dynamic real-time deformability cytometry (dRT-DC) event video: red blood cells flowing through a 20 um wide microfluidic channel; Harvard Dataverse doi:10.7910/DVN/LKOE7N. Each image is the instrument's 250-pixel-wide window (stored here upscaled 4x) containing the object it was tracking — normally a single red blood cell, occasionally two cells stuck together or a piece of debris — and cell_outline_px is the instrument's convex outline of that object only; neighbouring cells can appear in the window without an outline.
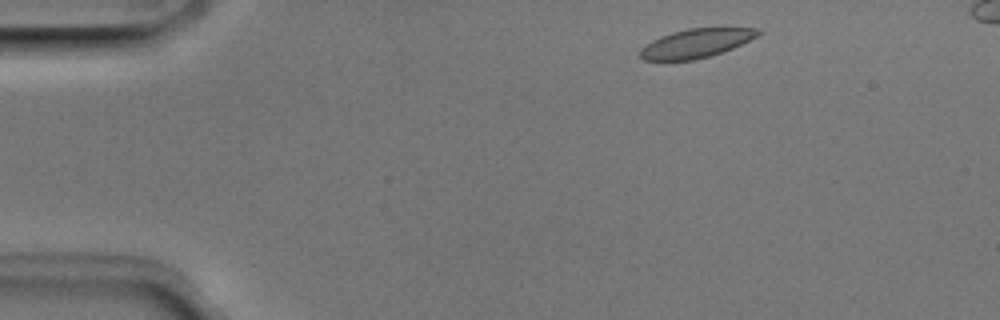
{"species": "Egyptian fruit bat (a non-hibernating species)", "species_latin": "Rousettus aegyptiacus", "temperature_condition": "room temperature", "stored_images_in_passage": 3, "camera_frame_rate_fps": 3000, "um_per_image_px": 0.085, "animal": {"sex": "male"}, "frame": {"image": 1, "passage_image": 1, "time_ms": 0.0, "image_size_px": [1000, 320], "cell_outline_px": [[764, 32], [732, 48], [708, 56], [692, 60], [644, 60], [640, 56], [640, 48], [652, 40], [660, 36], [672, 32], [688, 28], [760, 28]], "centroid_in_image_um": [59.15, 3.66], "position_along_channel_um": 25.9, "area_um2": 19.59}}